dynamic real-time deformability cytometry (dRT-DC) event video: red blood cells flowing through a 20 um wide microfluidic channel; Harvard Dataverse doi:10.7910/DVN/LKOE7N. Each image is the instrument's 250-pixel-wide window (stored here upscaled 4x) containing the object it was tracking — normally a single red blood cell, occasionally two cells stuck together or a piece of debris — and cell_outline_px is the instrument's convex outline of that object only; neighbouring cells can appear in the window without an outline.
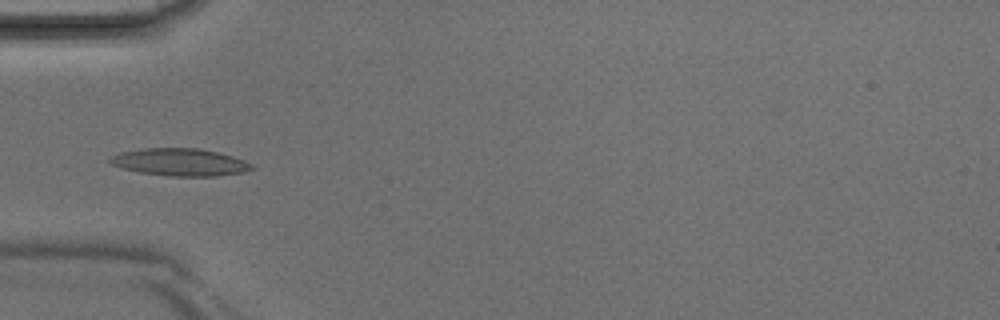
{"species": "Egyptian fruit bat (a non-hibernating species)", "species_latin": "Rousettus aegyptiacus", "temperature_condition": "room temperature", "stored_images_in_passage": 4, "camera_frame_rate_fps": 3000, "um_per_image_px": 0.085, "animal": {"sex": "male"}, "frame": {"image": 1, "passage_image": 3, "time_ms": 0.667, "image_size_px": [1000, 320], "cell_outline_px": [[256, 168], [244, 172], [216, 176], [172, 176], [140, 172], [124, 168], [112, 164], [108, 160], [112, 156], [120, 152], [144, 148], [196, 148], [216, 152], [232, 156], [244, 160], [252, 164]], "centroid_in_image_um": [15.33, 13.78], "position_along_channel_um": 69.7, "area_um2": 22.43}}